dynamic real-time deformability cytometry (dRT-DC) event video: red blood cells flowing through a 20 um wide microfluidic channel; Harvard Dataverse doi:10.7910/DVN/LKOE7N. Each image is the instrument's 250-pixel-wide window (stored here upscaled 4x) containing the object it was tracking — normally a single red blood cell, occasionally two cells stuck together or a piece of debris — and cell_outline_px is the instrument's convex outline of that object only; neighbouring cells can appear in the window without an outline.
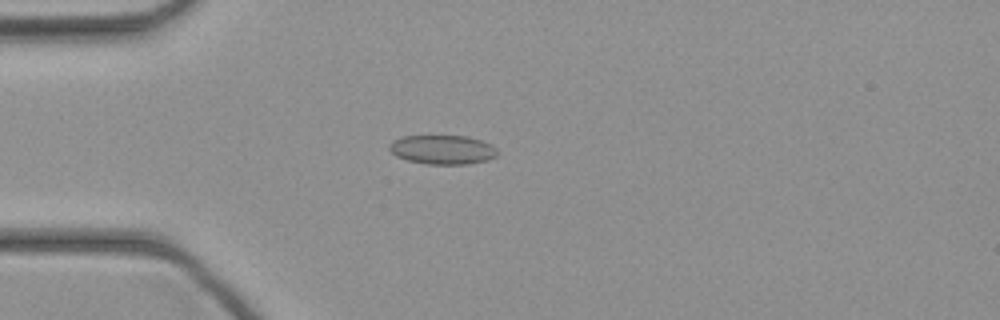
{"species": "common noctule bat (a hibernating species)", "species_latin": "Nyctalus noctula", "temperature_condition": "cold", "stored_images_in_passage": 43, "camera_frame_rate_fps": 3000, "um_per_image_px": 0.085, "animal": {"sex": "female", "body_mass_g": 21.9}, "frame": {"image": 1, "passage_image": 11, "time_ms": 3.333, "image_size_px": [1000, 320], "cell_outline_px": [[500, 152], [496, 156], [488, 160], [468, 164], [428, 164], [408, 160], [396, 156], [388, 148], [388, 144], [392, 140], [404, 136], [468, 136], [492, 144]], "centroid_in_image_um": [37.64, 12.72], "position_along_channel_um": 47.4, "area_um2": 18.5}}
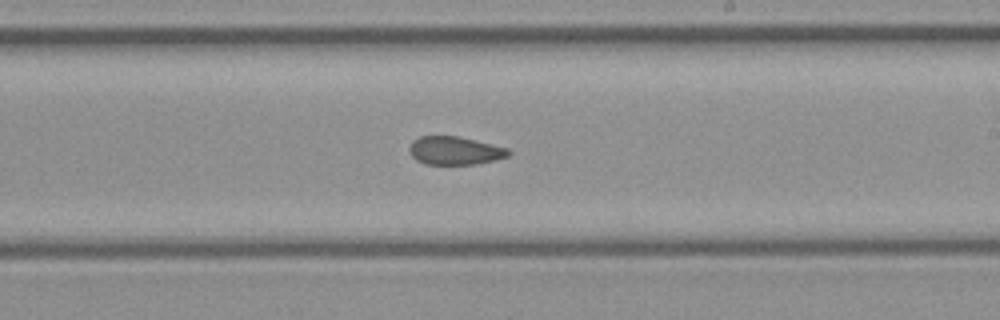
{"frame": {"image": 2, "passage_image": 25, "time_ms": 8.0, "image_size_px": [1000, 320], "cell_outline_px": [[512, 152], [508, 156], [496, 160], [476, 164], [424, 164], [416, 160], [412, 156], [408, 148], [412, 140], [420, 136], [460, 136], [508, 148]], "centroid_in_image_um": [38.66, 12.8], "position_along_channel_um": 250.3, "area_um2": 16.47}}
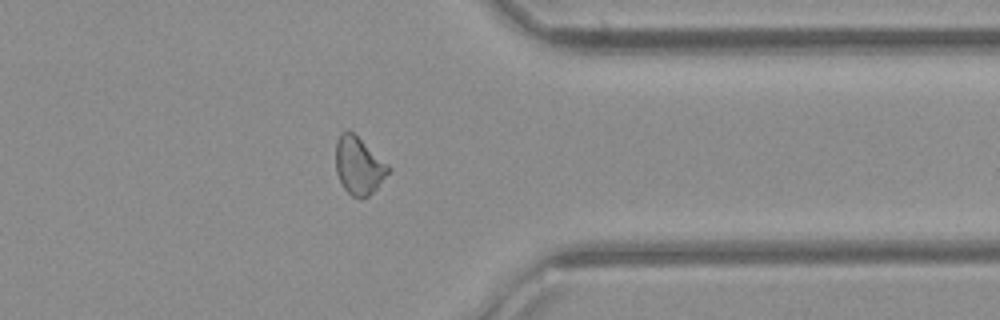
{"frame": {"image": 3, "passage_image": 34, "time_ms": 11.0, "image_size_px": [1000, 320], "cell_outline_px": [[392, 168], [376, 188], [368, 196], [360, 200], [352, 196], [344, 188], [336, 172], [336, 140], [340, 132], [352, 132], [388, 164]], "centroid_in_image_um": [30.48, 14.1], "position_along_channel_um": 380.9, "area_um2": 17.4}}